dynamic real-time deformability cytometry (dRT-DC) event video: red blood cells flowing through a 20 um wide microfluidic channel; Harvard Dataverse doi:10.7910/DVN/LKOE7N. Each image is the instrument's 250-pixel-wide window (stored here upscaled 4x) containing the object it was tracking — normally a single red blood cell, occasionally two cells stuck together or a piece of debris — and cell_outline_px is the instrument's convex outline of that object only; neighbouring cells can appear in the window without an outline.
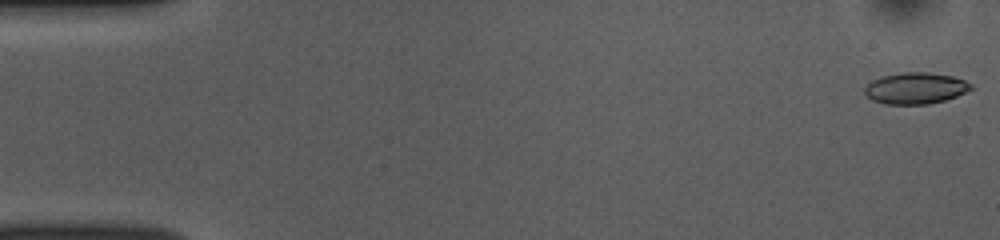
{"species": "common noctule bat (a hibernating species)", "species_latin": "Nyctalus noctula", "temperature_condition": "room temperature", "stored_images_in_passage": 52, "camera_frame_rate_fps": 3000, "um_per_image_px": 0.085, "animal": {"sex": "female", "body_mass_g": 10.0, "forearm_length_mm": 53.1}, "frame": {"image": 1, "passage_image": 1, "time_ms": 0.0, "image_size_px": [1000, 240], "cell_outline_px": [[972, 88], [956, 96], [944, 100], [928, 104], [884, 104], [872, 100], [864, 92], [864, 88], [872, 80], [880, 76], [904, 72], [928, 72], [952, 76], [964, 80], [972, 84]], "centroid_in_image_um": [77.79, 7.49], "position_along_channel_um": 7.2, "area_um2": 19.36}}
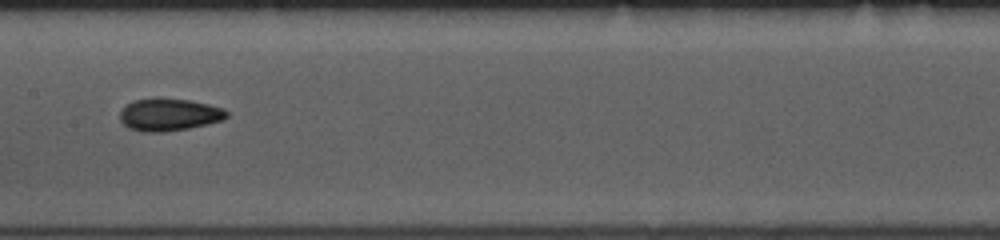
{"frame": {"image": 2, "passage_image": 26, "time_ms": 8.333, "image_size_px": [1000, 240], "cell_outline_px": [[228, 116], [224, 120], [208, 124], [188, 128], [164, 132], [144, 132], [128, 128], [120, 120], [120, 112], [132, 100], [156, 96], [160, 96], [188, 100], [208, 104], [224, 108], [228, 112]], "centroid_in_image_um": [14.37, 9.72], "position_along_channel_um": 193.0, "area_um2": 20.58}}
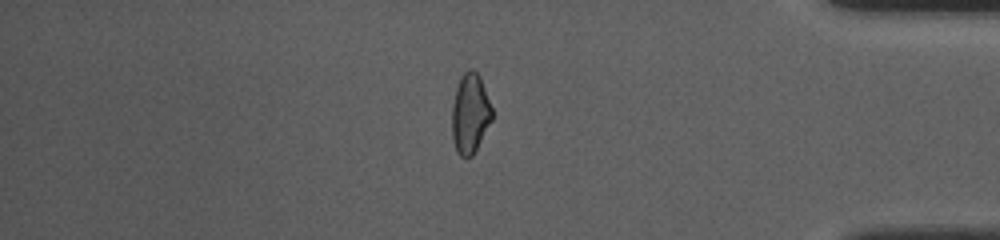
{"frame": {"image": 3, "passage_image": 44, "time_ms": 14.333, "image_size_px": [1000, 240], "cell_outline_px": [[492, 120], [472, 156], [460, 156], [456, 152], [452, 140], [452, 104], [456, 88], [460, 76], [464, 72], [472, 68], [480, 76], [492, 108]], "centroid_in_image_um": [39.94, 9.64], "position_along_channel_um": 395.3, "area_um2": 18.67}, "authors_computed_cell_mechanics": {"area_um2": 19.1896, "velocity_mm_per_s": 3.869, "shape_relaxation_time_tau1_ms": 4.6548, "shape_relaxation_time_tau2_ms": 3.1413, "deformation_change_tau1": 0.1317, "deformation_change_tau2": 0.0779}}